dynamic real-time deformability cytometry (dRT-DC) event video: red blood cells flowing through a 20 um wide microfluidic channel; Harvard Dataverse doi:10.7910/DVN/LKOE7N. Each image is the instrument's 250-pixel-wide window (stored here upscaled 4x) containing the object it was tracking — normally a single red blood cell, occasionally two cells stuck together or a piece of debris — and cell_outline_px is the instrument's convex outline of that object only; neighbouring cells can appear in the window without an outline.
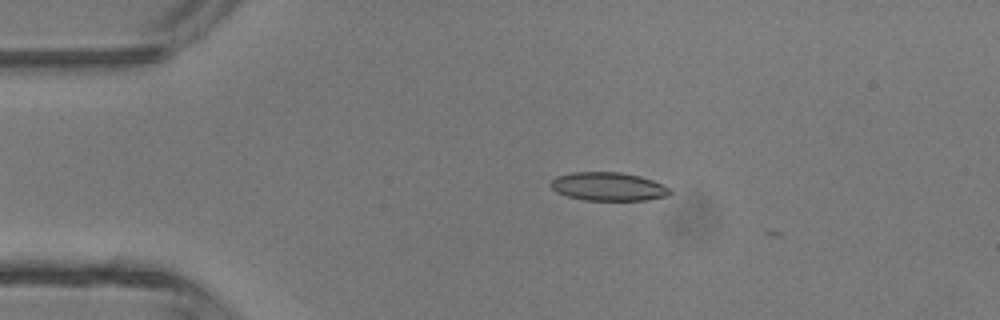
{"species": "common noctule bat (a hibernating species)", "species_latin": "Nyctalus noctula", "temperature_condition": "room temperature", "stored_images_in_passage": 3, "camera_frame_rate_fps": 3000, "um_per_image_px": 0.085, "animal": {"sex": "male", "body_mass_g": 13.3}, "frame": {"image": 1, "passage_image": 2, "time_ms": 0.333, "image_size_px": [1000, 320], "cell_outline_px": [[672, 192], [668, 196], [648, 200], [584, 200], [568, 196], [556, 192], [548, 184], [556, 176], [572, 172], [620, 172], [640, 176], [652, 180], [672, 188]], "centroid_in_image_um": [51.72, 15.86], "position_along_channel_um": 33.3, "area_um2": 19.94}}